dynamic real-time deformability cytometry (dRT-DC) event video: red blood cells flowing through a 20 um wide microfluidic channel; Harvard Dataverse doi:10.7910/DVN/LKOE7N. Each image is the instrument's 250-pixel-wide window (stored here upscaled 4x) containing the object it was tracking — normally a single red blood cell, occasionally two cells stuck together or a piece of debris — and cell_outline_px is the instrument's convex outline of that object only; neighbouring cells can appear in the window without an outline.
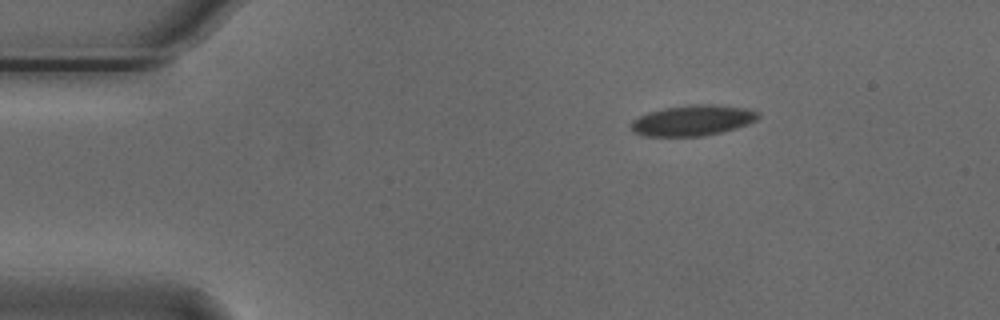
{"species": "Egyptian fruit bat (a non-hibernating species)", "species_latin": "Rousettus aegyptiacus", "temperature_condition": "cold", "stored_images_in_passage": 47, "camera_frame_rate_fps": 3000, "um_per_image_px": 0.085, "animal": {"sex": "male"}, "frame": {"image": 1, "passage_image": 1, "time_ms": 0.0, "image_size_px": [1000, 320], "cell_outline_px": [[748, 116], [744, 120], [736, 124], [724, 128], [704, 132], [648, 132], [636, 128], [636, 124], [640, 120], [648, 116], [668, 112], [708, 108], [740, 112]], "centroid_in_image_um": [58.72, 10.27], "position_along_channel_um": 26.3, "area_um2": 14.22}}
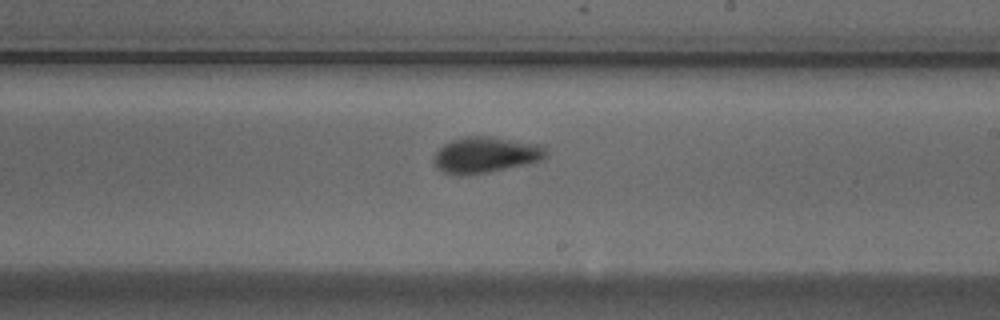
{"frame": {"image": 2, "passage_image": 24, "time_ms": 7.667, "image_size_px": [1000, 320], "cell_outline_px": [[532, 156], [520, 160], [504, 164], [480, 168], [456, 168], [444, 164], [440, 160], [440, 156], [448, 148], [472, 144], [512, 148], [532, 152]], "centroid_in_image_um": [40.92, 13.27], "position_along_channel_um": 248.1, "area_um2": 11.44}}
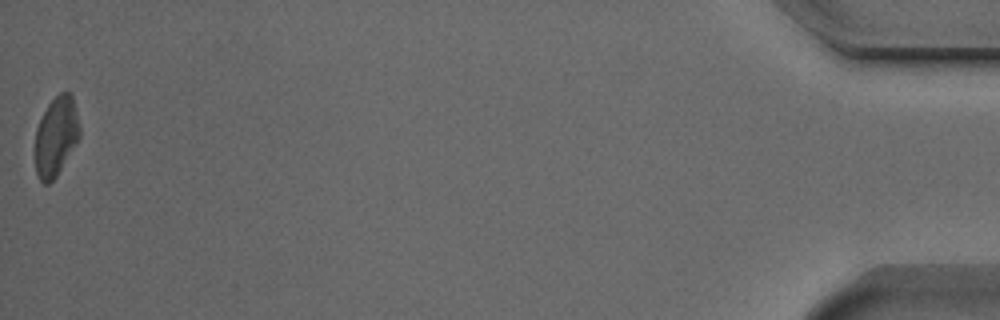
{"frame": {"image": 3, "passage_image": 47, "time_ms": 15.333, "image_size_px": [1000, 320], "cell_outline_px": [[76, 136], [56, 172], [48, 180], [44, 180], [36, 160], [36, 140], [40, 124], [48, 108], [52, 104], [64, 96], [68, 96]], "centroid_in_image_um": [4.65, 11.66], "position_along_channel_um": 430.6, "area_um2": 15.72}, "authors_computed_cell_mechanics": {"area_um2": 12.2536, "velocity_mm_per_s": 3.7219, "shape_relaxation_time_tau1_ms": null, "shape_relaxation_time_tau2_ms": 4.8467, "deformation_change_tau1": null, "deformation_change_tau2": 0.1306}}